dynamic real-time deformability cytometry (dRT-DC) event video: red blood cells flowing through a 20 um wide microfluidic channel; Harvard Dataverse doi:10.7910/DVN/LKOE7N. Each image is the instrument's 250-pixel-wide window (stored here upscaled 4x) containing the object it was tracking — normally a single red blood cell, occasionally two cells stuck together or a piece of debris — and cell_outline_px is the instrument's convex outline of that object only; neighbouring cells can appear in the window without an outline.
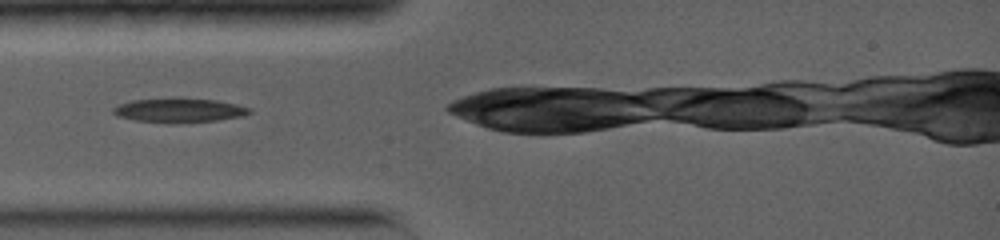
{"species": "common noctule bat (a hibernating species)", "species_latin": "Nyctalus noctula", "temperature_condition": "warm", "stored_images_in_passage": 4, "camera_frame_rate_fps": 5000, "um_per_image_px": 0.085, "animal": {"sex": "female", "body_mass_g": 19.0, "forearm_length_mm": 56.7}, "frame": {"image": 1, "passage_image": 1, "time_ms": 0.0, "image_size_px": [1000, 240], "cell_outline_px": [[252, 112], [244, 116], [216, 120], [136, 120], [116, 116], [112, 112], [112, 108], [120, 104], [132, 100], [176, 96], [216, 100], [236, 104], [252, 108]], "centroid_in_image_um": [15.25, 9.29], "position_along_channel_um": 69.8, "area_um2": 18.73}}